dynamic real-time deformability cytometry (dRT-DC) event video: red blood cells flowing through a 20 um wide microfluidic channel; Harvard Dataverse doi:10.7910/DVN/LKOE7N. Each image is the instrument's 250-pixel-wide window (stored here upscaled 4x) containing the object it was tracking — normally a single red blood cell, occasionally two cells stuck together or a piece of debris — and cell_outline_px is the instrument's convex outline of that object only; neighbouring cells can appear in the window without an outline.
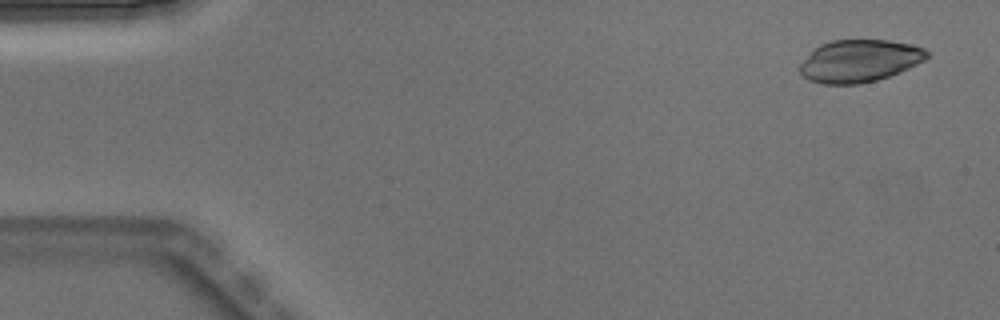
{"species": "Egyptian fruit bat (a non-hibernating species)", "species_latin": "Rousettus aegyptiacus", "temperature_condition": "warm", "stored_images_in_passage": 4, "camera_frame_rate_fps": 3000, "um_per_image_px": 0.085, "animal": {"sex": "male"}, "frame": {"image": 1, "passage_image": 1, "time_ms": 0.0, "image_size_px": [1000, 320], "cell_outline_px": [[928, 56], [924, 60], [900, 72], [876, 80], [860, 84], [824, 84], [808, 80], [800, 76], [800, 64], [820, 44], [832, 40], [888, 40], [912, 44], [924, 48], [928, 52]], "centroid_in_image_um": [73.05, 5.18], "position_along_channel_um": 12.0, "area_um2": 31.27}}
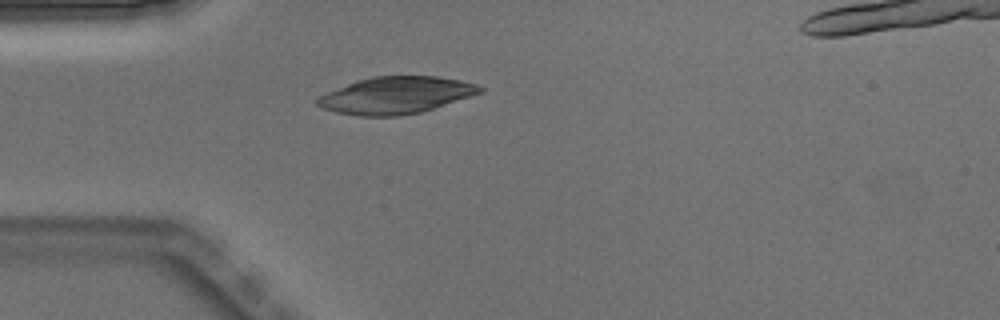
{"frame": {"image": 2, "passage_image": 4, "time_ms": 1.0, "image_size_px": [1000, 320], "cell_outline_px": [[484, 92], [420, 112], [400, 116], [356, 116], [336, 112], [320, 108], [316, 104], [316, 100], [320, 96], [328, 92], [356, 80], [372, 76], [436, 76], [460, 80], [476, 84], [484, 88]], "centroid_in_image_um": [33.64, 8.1], "position_along_channel_um": 51.4, "area_um2": 34.97}}